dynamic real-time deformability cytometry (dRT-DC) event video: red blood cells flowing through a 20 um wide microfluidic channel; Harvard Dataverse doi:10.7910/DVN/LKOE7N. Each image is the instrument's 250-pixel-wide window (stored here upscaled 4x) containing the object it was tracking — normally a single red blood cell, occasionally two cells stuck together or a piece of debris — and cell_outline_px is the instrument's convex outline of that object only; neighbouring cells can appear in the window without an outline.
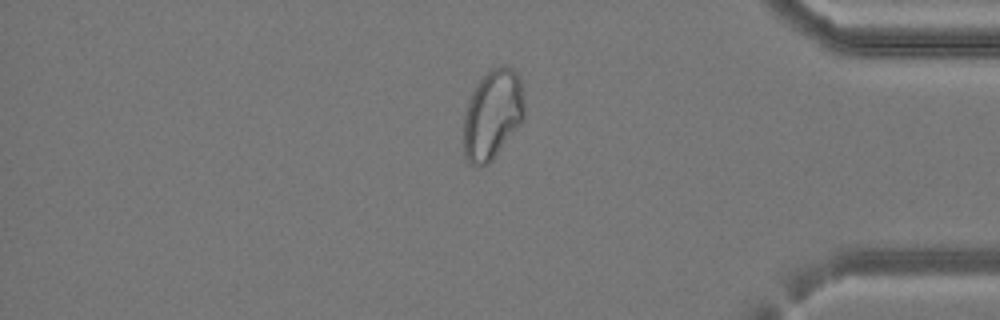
{"species": "common noctule bat (a hibernating species)", "species_latin": "Nyctalus noctula", "temperature_condition": "cold", "stored_images_in_passage": 40, "camera_frame_rate_fps": 3000, "um_per_image_px": 0.085, "animal": {"sex": "female", "body_mass_g": 24.6, "forearm_length_mm": 56.2}, "frame": {"image": 1, "passage_image": 34, "time_ms": 11.0, "image_size_px": [1000, 320], "cell_outline_px": [[524, 120], [492, 160], [488, 164], [480, 168], [476, 168], [464, 156], [464, 112], [468, 100], [472, 92], [480, 80], [492, 68], [500, 64], [504, 64], [512, 68], [516, 72], [520, 80], [524, 92]], "centroid_in_image_um": [41.87, 9.74], "position_along_channel_um": 393.3, "area_um2": 32.14}}